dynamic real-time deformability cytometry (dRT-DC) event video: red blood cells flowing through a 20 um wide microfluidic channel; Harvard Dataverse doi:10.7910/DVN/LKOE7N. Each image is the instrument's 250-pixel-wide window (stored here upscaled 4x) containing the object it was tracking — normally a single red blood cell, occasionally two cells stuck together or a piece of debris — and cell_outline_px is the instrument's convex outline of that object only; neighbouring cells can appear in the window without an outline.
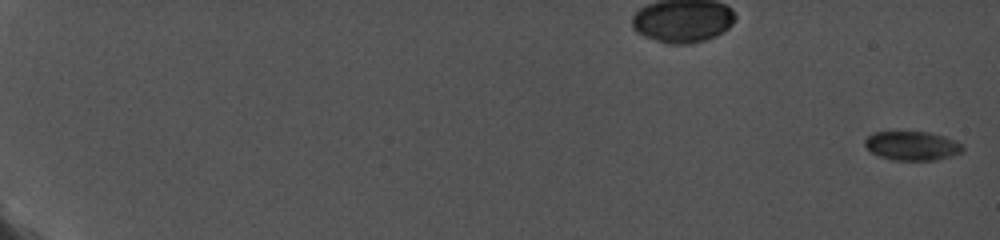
{"species": "common noctule bat (a hibernating species)", "species_latin": "Nyctalus noctula", "temperature_condition": "cold", "stored_images_in_passage": 17, "camera_frame_rate_fps": 5000, "um_per_image_px": 0.085, "animal": {"sex": "female", "body_mass_g": 19.0, "forearm_length_mm": 56.7}, "frame": {"image": 1, "passage_image": 1, "time_ms": 0.0, "image_size_px": [1000, 240], "cell_outline_px": [[964, 152], [936, 160], [892, 160], [880, 156], [872, 152], [864, 144], [864, 140], [872, 132], [928, 132], [944, 136], [960, 144], [964, 148]], "centroid_in_image_um": [77.52, 12.39], "position_along_channel_um": 7.5, "area_um2": 16.42}}
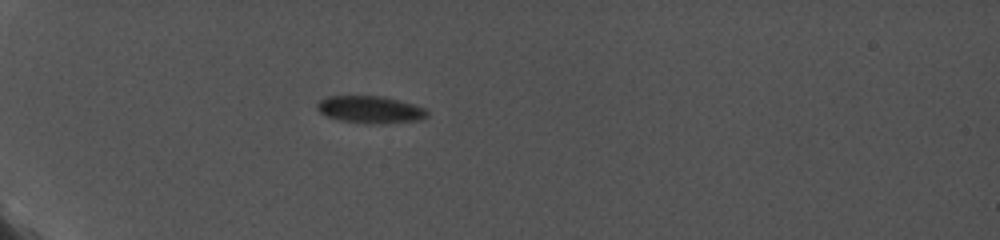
{"frame": {"image": 2, "passage_image": 12, "time_ms": 6.8, "image_size_px": [1000, 240], "cell_outline_px": [[428, 116], [420, 120], [384, 124], [364, 124], [340, 120], [328, 116], [320, 112], [316, 108], [316, 104], [324, 96], [384, 96], [400, 100], [428, 108]], "centroid_in_image_um": [31.51, 9.32], "position_along_channel_um": 53.5, "area_um2": 17.86}}